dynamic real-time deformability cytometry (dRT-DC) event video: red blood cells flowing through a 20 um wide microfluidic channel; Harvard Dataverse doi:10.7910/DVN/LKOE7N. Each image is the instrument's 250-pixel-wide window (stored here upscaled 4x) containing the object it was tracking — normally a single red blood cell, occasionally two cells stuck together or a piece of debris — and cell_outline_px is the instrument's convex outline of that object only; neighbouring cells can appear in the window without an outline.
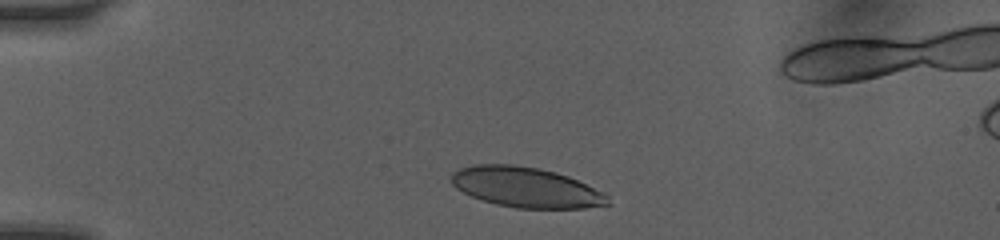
{"species": "human", "species_latin": "Homo sapiens", "temperature_condition": "room temperature", "stored_images_in_passage": 9, "camera_frame_rate_fps": 3000, "um_per_image_px": 0.085, "donor": {"sex": "female"}, "frame": {"image": 1, "passage_image": 2, "time_ms": 1.0, "image_size_px": [1000, 240], "cell_outline_px": [[612, 204], [584, 208], [516, 208], [496, 204], [472, 196], [456, 188], [452, 184], [452, 172], [460, 168], [472, 164], [512, 164], [540, 168], [556, 172], [568, 176], [608, 196]], "centroid_in_image_um": [44.68, 15.91], "position_along_channel_um": 40.3, "area_um2": 36.41}}
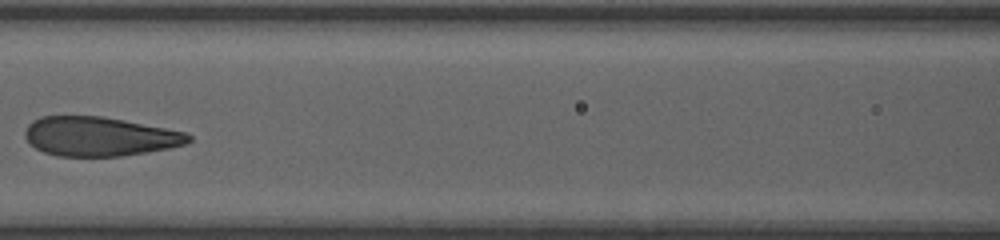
{"frame": {"image": 2, "passage_image": 6, "time_ms": 5.0, "image_size_px": [1000, 240], "cell_outline_px": [[192, 140], [188, 144], [148, 152], [120, 156], [56, 156], [44, 152], [28, 144], [24, 136], [24, 132], [28, 124], [32, 120], [40, 116], [100, 116], [124, 120], [184, 132], [192, 136]], "centroid_in_image_um": [8.42, 11.6], "position_along_channel_um": 158.2, "area_um2": 37.51}}
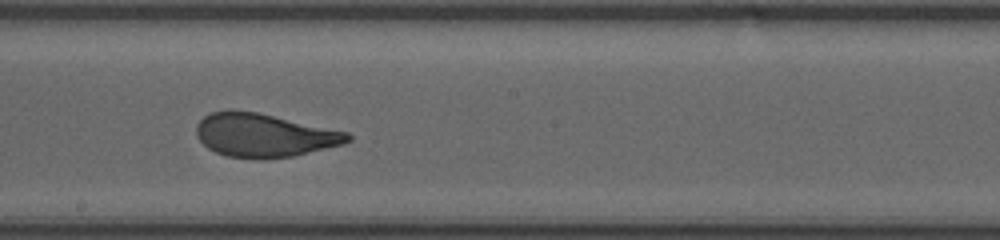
{"frame": {"image": 3, "passage_image": 8, "time_ms": 6.667, "image_size_px": [1000, 240], "cell_outline_px": [[352, 140], [344, 144], [292, 156], [260, 160], [228, 156], [216, 152], [208, 148], [196, 136], [196, 124], [204, 116], [212, 112], [256, 112], [348, 132], [352, 136]], "centroid_in_image_um": [22.47, 11.53], "position_along_channel_um": 225.7, "area_um2": 37.86}}